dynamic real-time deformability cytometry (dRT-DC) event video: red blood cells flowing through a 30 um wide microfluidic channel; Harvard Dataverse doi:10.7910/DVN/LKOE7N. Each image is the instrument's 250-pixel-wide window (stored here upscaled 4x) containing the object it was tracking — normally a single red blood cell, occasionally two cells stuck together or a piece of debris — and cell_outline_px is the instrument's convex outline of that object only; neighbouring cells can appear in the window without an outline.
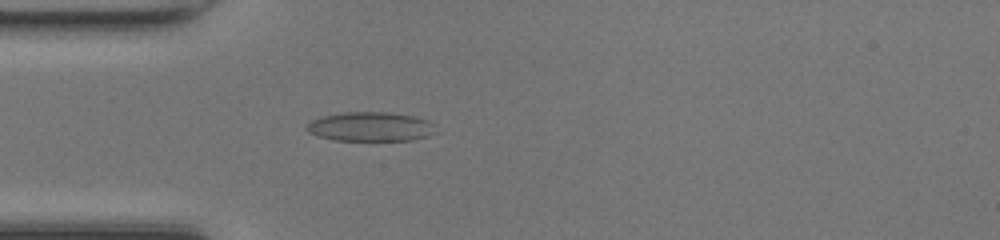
{"species": "common noctule bat (a hibernating species)", "species_latin": "Nyctalus noctula", "temperature_condition": "room temperature", "stored_images_in_passage": 40, "camera_frame_rate_fps": 3000, "um_per_image_px": 0.085, "animal": {"sex": "female", "body_mass_g": 17.0, "forearm_length_mm": 48.0}, "frame": {"image": 1, "passage_image": 5, "time_ms": 1.333, "image_size_px": [1000, 240], "cell_outline_px": [[436, 132], [428, 136], [412, 140], [332, 140], [316, 136], [308, 132], [304, 128], [312, 120], [320, 116], [344, 112], [388, 112], [412, 116], [428, 120], [432, 124]], "centroid_in_image_um": [31.45, 10.77], "position_along_channel_um": 53.6, "area_um2": 22.08}}
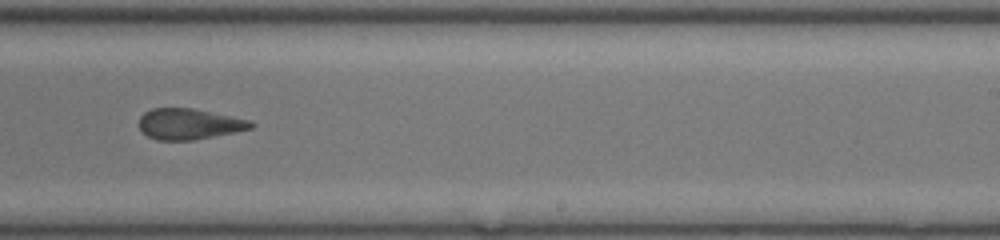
{"frame": {"image": 2, "passage_image": 21, "time_ms": 6.667, "image_size_px": [1000, 240], "cell_outline_px": [[256, 124], [252, 128], [192, 140], [156, 140], [140, 132], [140, 116], [144, 112], [152, 108], [192, 108], [248, 120]], "centroid_in_image_um": [16.01, 10.54], "position_along_channel_um": 273.0, "area_um2": 19.83}}
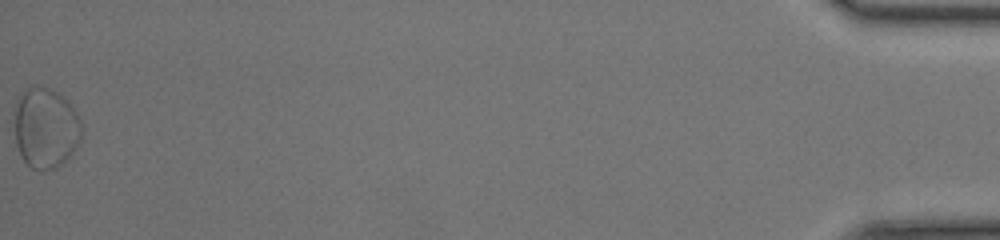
{"frame": {"image": 3, "passage_image": 40, "time_ms": 13.0, "image_size_px": [1000, 240], "cell_outline_px": [[84, 132], [80, 140], [72, 152], [56, 168], [32, 168], [24, 160], [16, 144], [12, 108], [16, 100], [24, 88], [32, 84], [48, 88], [56, 92], [68, 100], [72, 104], [80, 120]], "centroid_in_image_um": [3.85, 10.79], "position_along_channel_um": 431.4, "area_um2": 31.96}, "authors_computed_cell_mechanics": {"area_um2": 21.1259, "velocity_mm_per_s": 4.2293, "shape_relaxation_time_tau1_ms": 8.3012, "shape_relaxation_time_tau2_ms": 2.4601, "deformation_change_tau1": 0.1641, "deformation_change_tau2": 0.1017}}